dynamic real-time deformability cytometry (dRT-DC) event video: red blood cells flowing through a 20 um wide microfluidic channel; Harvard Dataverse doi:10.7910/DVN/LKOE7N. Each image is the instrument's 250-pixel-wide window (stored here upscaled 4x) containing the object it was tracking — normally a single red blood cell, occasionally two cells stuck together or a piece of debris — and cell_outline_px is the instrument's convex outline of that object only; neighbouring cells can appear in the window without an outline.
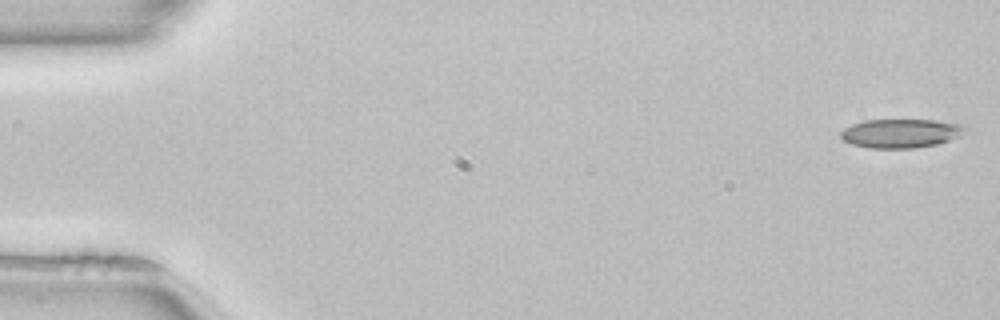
{"species": "common noctule bat (a hibernating species)", "species_latin": "Nyctalus noctula", "temperature_condition": "room temperature", "stored_images_in_passage": 51, "camera_frame_rate_fps": 3000, "um_per_image_px": 0.085, "animal": {"sex": "female", "body_mass_g": 22.7, "forearm_length_mm": 54.2}, "frame": {"image": 1, "passage_image": 1, "time_ms": 0.0, "image_size_px": [1000, 320], "cell_outline_px": [[968, 128], [960, 136], [936, 144], [916, 148], [868, 148], [852, 144], [844, 140], [840, 136], [840, 132], [844, 128], [852, 124], [864, 120], [936, 120], [960, 124]], "centroid_in_image_um": [76.55, 11.33], "position_along_channel_um": 8.4, "area_um2": 20.92}}
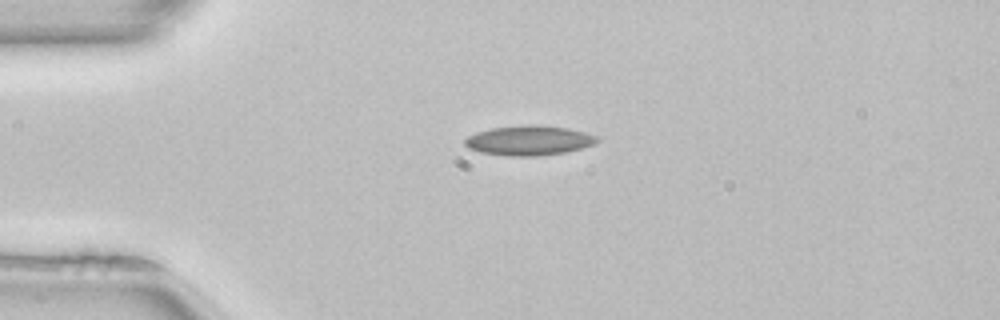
{"frame": {"image": 2, "passage_image": 12, "time_ms": 3.667, "image_size_px": [1000, 320], "cell_outline_px": [[600, 140], [592, 144], [580, 148], [564, 152], [536, 156], [508, 156], [480, 152], [468, 148], [464, 144], [464, 140], [468, 136], [476, 132], [492, 128], [524, 124], [536, 124], [568, 128], [600, 136]], "centroid_in_image_um": [44.95, 11.92], "position_along_channel_um": 40.1, "area_um2": 23.0}}
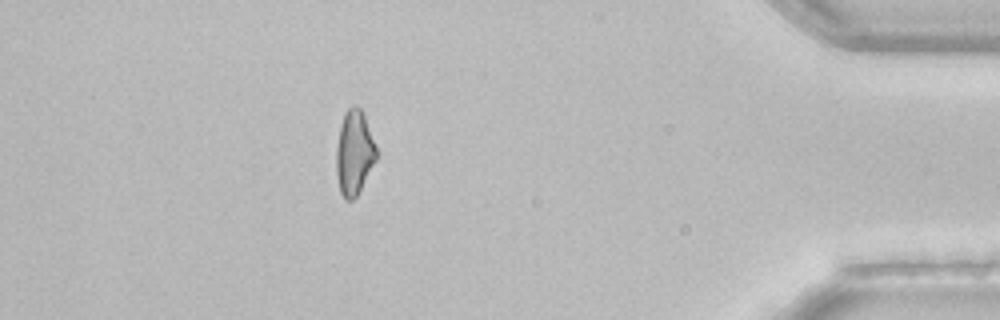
{"frame": {"image": 3, "passage_image": 45, "time_ms": 14.667, "image_size_px": [1000, 320], "cell_outline_px": [[376, 160], [356, 196], [352, 200], [344, 200], [340, 192], [336, 172], [336, 148], [340, 124], [344, 112], [352, 104], [356, 104], [360, 108], [364, 116], [376, 148]], "centroid_in_image_um": [30.07, 12.96], "position_along_channel_um": 405.1, "area_um2": 19.59}, "authors_computed_cell_mechanics": {"area_um2": 21.097, "velocity_mm_per_s": 4.0311, "shape_relaxation_time_tau1_ms": null, "shape_relaxation_time_tau2_ms": 4.4821, "deformation_change_tau1": null, "deformation_change_tau2": 0.1227}}